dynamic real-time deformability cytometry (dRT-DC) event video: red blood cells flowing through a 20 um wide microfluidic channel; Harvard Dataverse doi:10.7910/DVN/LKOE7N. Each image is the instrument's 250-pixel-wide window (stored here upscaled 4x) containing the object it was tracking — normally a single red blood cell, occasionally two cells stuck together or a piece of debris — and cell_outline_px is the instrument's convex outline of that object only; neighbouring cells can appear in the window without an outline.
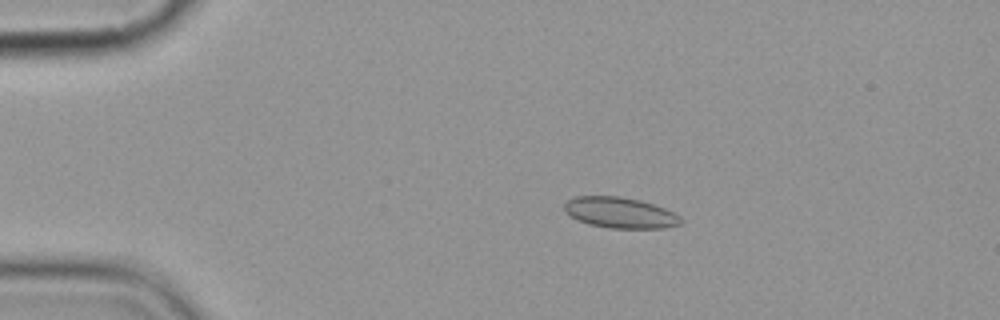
{"species": "common noctule bat (a hibernating species)", "species_latin": "Nyctalus noctula", "temperature_condition": "cold", "stored_images_in_passage": 9, "camera_frame_rate_fps": 3000, "um_per_image_px": 0.085, "animal": {"sex": "female", "body_mass_g": 19.9}, "frame": {"image": 1, "passage_image": 2, "time_ms": 1.333, "image_size_px": [1000, 320], "cell_outline_px": [[684, 220], [680, 224], [664, 228], [608, 228], [588, 224], [576, 220], [564, 212], [564, 204], [568, 200], [576, 196], [620, 196], [640, 200], [664, 208], [680, 216]], "centroid_in_image_um": [52.68, 18.08], "position_along_channel_um": 32.3, "area_um2": 21.04}}
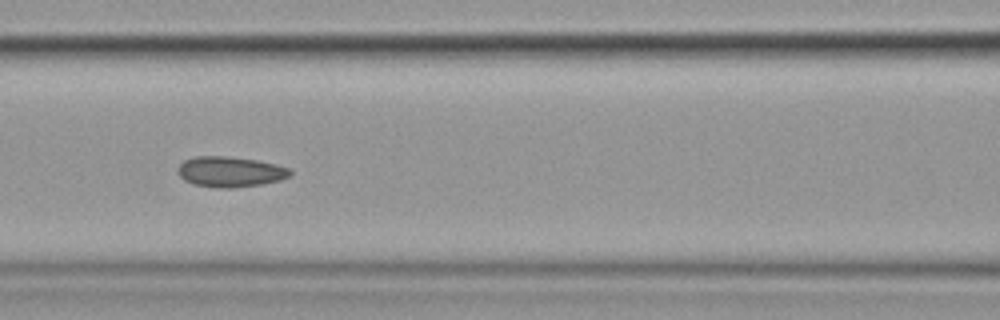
{"frame": {"image": 2, "passage_image": 6, "time_ms": 6.0, "image_size_px": [1000, 320], "cell_outline_px": [[292, 176], [280, 180], [260, 184], [232, 188], [216, 188], [192, 184], [184, 180], [176, 172], [176, 168], [184, 160], [196, 156], [224, 156], [256, 160], [276, 164], [288, 168], [292, 172]], "centroid_in_image_um": [19.53, 14.6], "position_along_channel_um": 147.1, "area_um2": 20.06}}
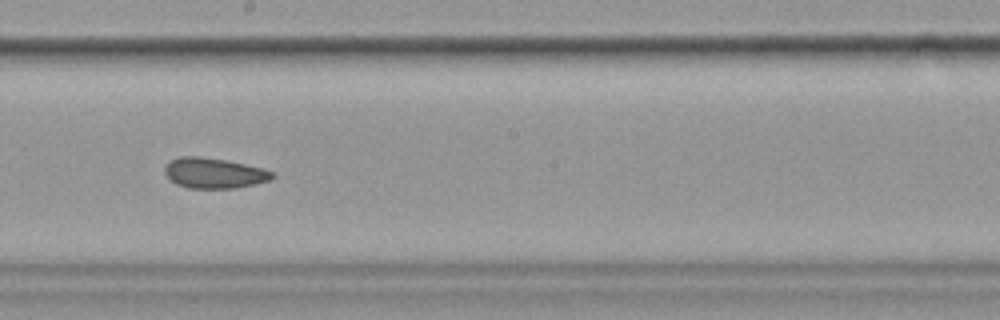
{"frame": {"image": 3, "passage_image": 8, "time_ms": 8.333, "image_size_px": [1000, 320], "cell_outline_px": [[276, 176], [272, 180], [256, 184], [236, 188], [188, 188], [176, 184], [164, 172], [164, 168], [168, 160], [180, 156], [200, 156], [228, 160], [276, 172]], "centroid_in_image_um": [18.22, 14.71], "position_along_channel_um": 230.0, "area_um2": 19.31}}